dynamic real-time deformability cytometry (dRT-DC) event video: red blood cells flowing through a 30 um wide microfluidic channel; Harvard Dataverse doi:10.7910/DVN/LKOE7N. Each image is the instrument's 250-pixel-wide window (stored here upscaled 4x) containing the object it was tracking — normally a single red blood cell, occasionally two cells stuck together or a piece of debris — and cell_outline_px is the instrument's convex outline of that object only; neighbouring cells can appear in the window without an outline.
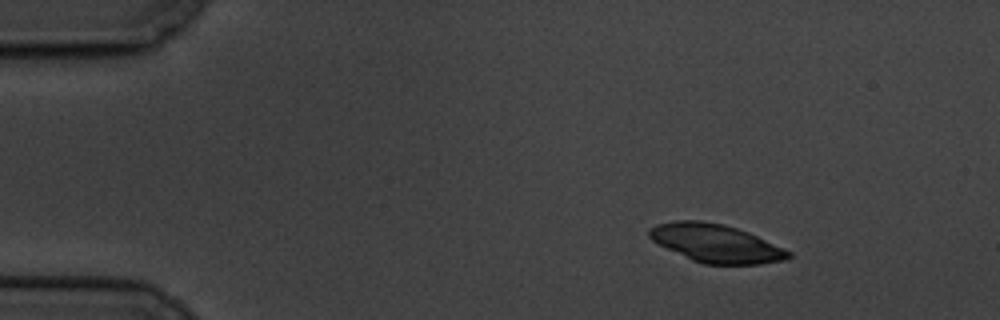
{"species": "common noctule bat (a hibernating species)", "species_latin": "Nyctalus noctula", "temperature_condition": "cold", "stored_images_in_passage": 6, "camera_frame_rate_fps": 3000, "um_per_image_px": 0.085, "animal": {"sex": "male", "body_mass_g": 19.5, "forearm_length_mm": 54.6}, "frame": {"image": 1, "passage_image": 1, "time_ms": 0.0, "image_size_px": [1000, 320], "cell_outline_px": [[792, 256], [788, 260], [760, 264], [704, 264], [692, 260], [652, 240], [648, 236], [648, 228], [656, 224], [676, 220], [700, 220], [724, 224], [748, 232], [784, 248], [792, 252]], "centroid_in_image_um": [60.87, 20.67], "position_along_channel_um": 24.1, "area_um2": 30.92}}